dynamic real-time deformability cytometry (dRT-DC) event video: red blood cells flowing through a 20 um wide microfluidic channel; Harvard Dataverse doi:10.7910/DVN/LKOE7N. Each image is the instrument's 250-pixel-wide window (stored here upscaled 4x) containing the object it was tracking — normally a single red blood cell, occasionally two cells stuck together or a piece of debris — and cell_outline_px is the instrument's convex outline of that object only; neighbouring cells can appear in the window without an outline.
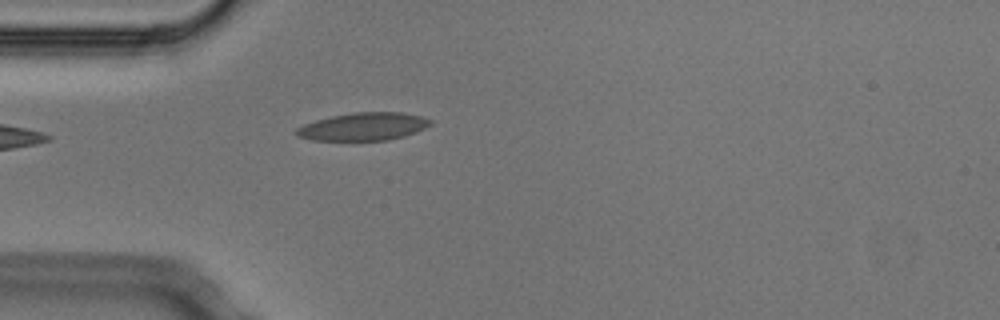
{"species": "Egyptian fruit bat (a non-hibernating species)", "species_latin": "Rousettus aegyptiacus", "temperature_condition": "cold", "stored_images_in_passage": 1, "camera_frame_rate_fps": 3000, "um_per_image_px": 0.085, "animal": {"sex": "male"}, "frame": {"image": 1, "passage_image": 1, "time_ms": 0.0, "image_size_px": [1000, 320], "cell_outline_px": [[432, 124], [416, 132], [404, 136], [388, 140], [312, 140], [296, 136], [296, 128], [304, 124], [316, 120], [332, 116], [356, 112], [404, 112], [420, 116], [432, 120]], "centroid_in_image_um": [30.9, 10.76], "position_along_channel_um": 54.1, "area_um2": 21.68}}